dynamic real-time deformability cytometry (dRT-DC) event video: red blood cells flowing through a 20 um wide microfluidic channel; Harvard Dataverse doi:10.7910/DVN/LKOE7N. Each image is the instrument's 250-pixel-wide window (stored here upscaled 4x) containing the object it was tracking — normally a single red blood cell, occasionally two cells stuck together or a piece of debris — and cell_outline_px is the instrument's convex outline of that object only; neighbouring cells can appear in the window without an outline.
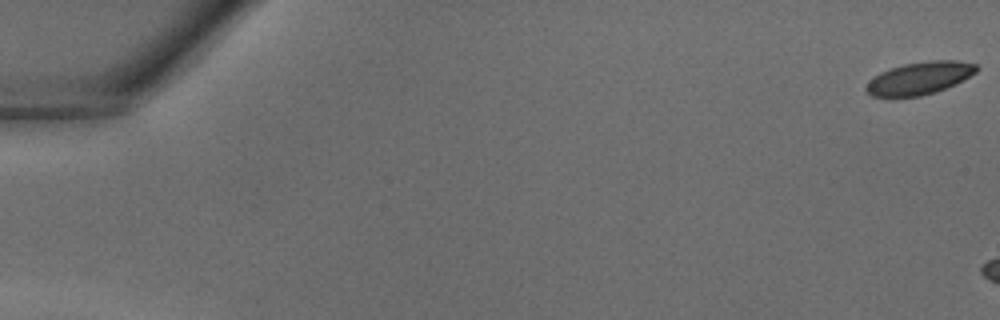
{"species": "common noctule bat (a hibernating species)", "species_latin": "Nyctalus noctula", "temperature_condition": "warm", "stored_images_in_passage": 5, "camera_frame_rate_fps": 3000, "um_per_image_px": 0.085, "animal": {"sex": "male", "body_mass_g": 18.8}, "frame": {"image": 1, "passage_image": 1, "time_ms": 0.0, "image_size_px": [1000, 320], "cell_outline_px": [[980, 68], [976, 72], [956, 84], [936, 92], [920, 96], [888, 100], [872, 96], [864, 88], [880, 72], [904, 64], [932, 60], [956, 60], [976, 64]], "centroid_in_image_um": [78.15, 6.69], "position_along_channel_um": 6.9, "area_um2": 21.33}}